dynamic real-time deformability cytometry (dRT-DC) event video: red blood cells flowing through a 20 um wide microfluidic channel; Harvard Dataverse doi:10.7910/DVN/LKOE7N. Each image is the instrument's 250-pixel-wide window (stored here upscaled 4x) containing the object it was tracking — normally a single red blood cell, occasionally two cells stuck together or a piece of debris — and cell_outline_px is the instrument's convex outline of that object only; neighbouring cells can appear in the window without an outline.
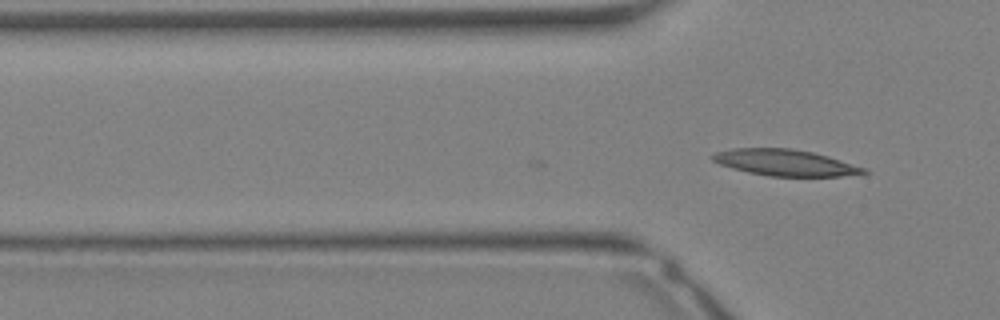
{"species": "Egyptian fruit bat (a non-hibernating species)", "species_latin": "Rousettus aegyptiacus", "temperature_condition": "warm", "stored_images_in_passage": 5, "camera_frame_rate_fps": 3000, "um_per_image_px": 0.085, "animal": {"sex": "female"}, "frame": {"image": 1, "passage_image": 5, "time_ms": 1.333, "image_size_px": [1000, 320], "cell_outline_px": [[868, 172], [840, 176], [768, 176], [748, 172], [732, 168], [720, 164], [712, 160], [708, 156], [716, 152], [732, 148], [792, 148], [812, 152], [828, 156], [868, 168]], "centroid_in_image_um": [66.72, 13.81], "position_along_channel_um": 59.1, "area_um2": 23.18}}